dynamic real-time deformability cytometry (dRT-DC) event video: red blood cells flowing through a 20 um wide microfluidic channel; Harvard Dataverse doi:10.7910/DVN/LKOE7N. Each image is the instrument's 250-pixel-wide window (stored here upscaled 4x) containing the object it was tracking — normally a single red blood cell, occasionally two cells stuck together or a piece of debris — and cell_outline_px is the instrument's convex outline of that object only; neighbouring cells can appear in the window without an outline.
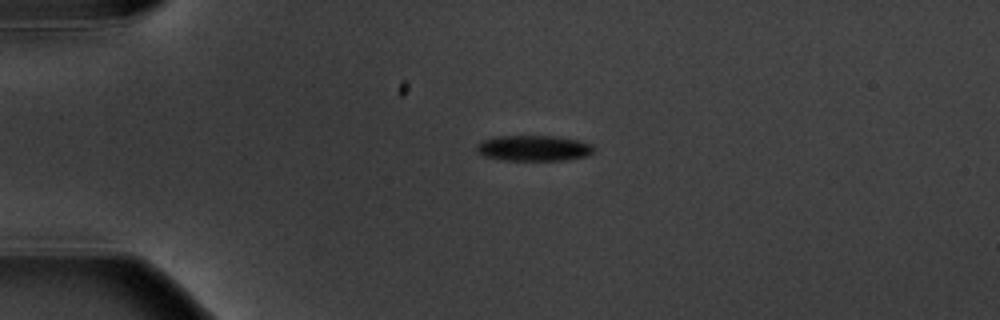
{"species": "common noctule bat (a hibernating species)", "species_latin": "Nyctalus noctula", "temperature_condition": "warm", "stored_images_in_passage": 6, "segment_of_instrument_passage": [1, 2], "camera_frame_rate_fps": 3000, "um_per_image_px": 0.085, "animal": {"sex": "male", "body_mass_g": 20.1, "forearm_length_mm": 53.5}, "frame": {"image": 1, "passage_image": 4, "time_ms": 3.667, "image_size_px": [1000, 320], "cell_outline_px": [[596, 148], [592, 152], [584, 156], [564, 160], [504, 160], [484, 156], [476, 148], [476, 144], [492, 136], [556, 136], [576, 140], [592, 144]], "centroid_in_image_um": [45.35, 12.58], "position_along_channel_um": 39.6, "area_um2": 17.4}}